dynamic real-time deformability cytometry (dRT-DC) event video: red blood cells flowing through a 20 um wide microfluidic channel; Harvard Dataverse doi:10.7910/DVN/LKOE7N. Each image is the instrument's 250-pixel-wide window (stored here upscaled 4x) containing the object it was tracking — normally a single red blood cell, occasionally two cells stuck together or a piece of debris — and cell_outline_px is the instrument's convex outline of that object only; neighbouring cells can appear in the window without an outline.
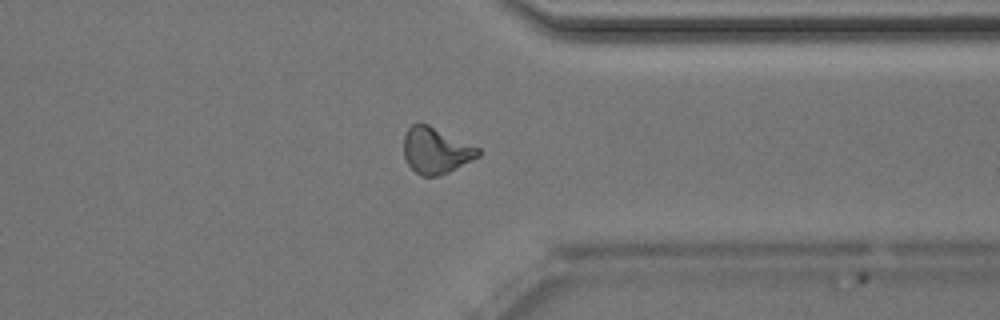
{"species": "Egyptian fruit bat (a non-hibernating species)", "species_latin": "Rousettus aegyptiacus", "temperature_condition": "room temperature", "stored_images_in_passage": 38, "camera_frame_rate_fps": 3000, "um_per_image_px": 0.085, "animal": {"sex": "male"}, "frame": {"image": 1, "passage_image": 27, "time_ms": 8.667, "image_size_px": [1000, 320], "cell_outline_px": [[480, 156], [440, 176], [424, 176], [416, 172], [408, 164], [404, 156], [404, 136], [408, 128], [412, 124], [428, 124], [480, 148]], "centroid_in_image_um": [37.05, 12.8], "position_along_channel_um": 374.3, "area_um2": 19.83}, "authors_computed_cell_mechanics": {"area_um2": 19.8832, "velocity_mm_per_s": 4.012, "shape_relaxation_time_tau1_ms": 6.2254, "shape_relaxation_time_tau2_ms": 4.2114, "deformation_change_tau1": 0.1581, "deformation_change_tau2": 0.1278}}